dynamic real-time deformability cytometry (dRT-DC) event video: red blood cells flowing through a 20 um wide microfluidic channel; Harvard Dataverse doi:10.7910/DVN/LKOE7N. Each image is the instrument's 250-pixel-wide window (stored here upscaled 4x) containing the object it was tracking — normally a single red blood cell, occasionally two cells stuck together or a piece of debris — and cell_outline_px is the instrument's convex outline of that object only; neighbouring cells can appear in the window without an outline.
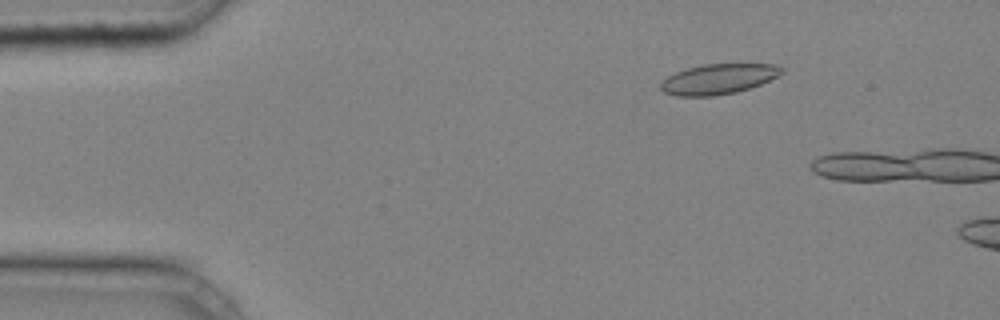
{"species": "common noctule bat (a hibernating species)", "species_latin": "Nyctalus noctula", "temperature_condition": "cold", "stored_images_in_passage": 11, "camera_frame_rate_fps": 3000, "um_per_image_px": 0.085, "animal": {"sex": "male", "body_mass_g": 20.4}, "frame": {"image": 1, "passage_image": 7, "time_ms": 2.0, "image_size_px": [1000, 320], "cell_outline_px": [[784, 72], [760, 84], [736, 92], [712, 96], [676, 96], [664, 92], [660, 88], [660, 84], [668, 76], [676, 72], [688, 68], [704, 64], [776, 64], [784, 68]], "centroid_in_image_um": [61.06, 6.71], "position_along_channel_um": 23.9, "area_um2": 21.1}}